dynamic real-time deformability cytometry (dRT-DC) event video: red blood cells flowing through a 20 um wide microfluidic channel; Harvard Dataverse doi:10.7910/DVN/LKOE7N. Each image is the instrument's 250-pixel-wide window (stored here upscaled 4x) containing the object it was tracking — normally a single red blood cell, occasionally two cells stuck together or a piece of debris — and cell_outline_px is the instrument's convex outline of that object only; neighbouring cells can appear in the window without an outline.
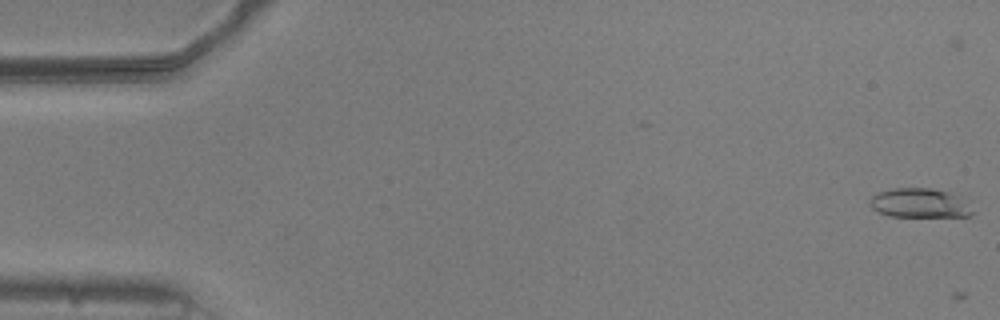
{"species": "common noctule bat (a hibernating species)", "species_latin": "Nyctalus noctula", "temperature_condition": "warm", "stored_images_in_passage": 3, "camera_frame_rate_fps": 3000, "um_per_image_px": 0.085, "animal": {"sex": "male", "body_mass_g": 20.5, "forearm_length_mm": 52.5}, "frame": {"image": 1, "passage_image": 2, "time_ms": 0.333, "image_size_px": [1000, 320], "cell_outline_px": [[972, 212], [968, 216], [888, 216], [872, 208], [868, 204], [868, 200], [876, 192], [892, 188], [932, 188], [948, 192], [960, 196]], "centroid_in_image_um": [78.07, 17.24], "position_along_channel_um": 6.9, "area_um2": 17.4}}